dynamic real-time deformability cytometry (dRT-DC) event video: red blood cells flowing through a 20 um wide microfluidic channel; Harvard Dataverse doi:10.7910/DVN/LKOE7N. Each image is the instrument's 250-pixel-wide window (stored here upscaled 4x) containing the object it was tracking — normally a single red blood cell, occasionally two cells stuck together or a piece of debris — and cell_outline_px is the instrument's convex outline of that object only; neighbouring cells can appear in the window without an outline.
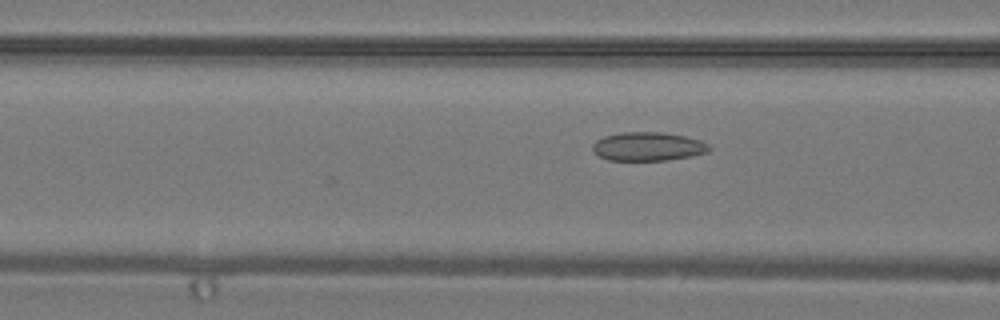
{"species": "common noctule bat (a hibernating species)", "species_latin": "Nyctalus noctula", "temperature_condition": "warm", "stored_images_in_passage": 3, "camera_frame_rate_fps": 3000, "um_per_image_px": 0.085, "animal": {"sex": "male", "body_mass_g": 19.2, "forearm_length_mm": 51.8}, "frame": {"image": 1, "passage_image": 3, "time_ms": 0.667, "image_size_px": [1000, 320], "cell_outline_px": [[712, 148], [708, 152], [692, 156], [668, 160], [608, 160], [600, 156], [592, 148], [592, 144], [596, 140], [604, 136], [620, 132], [664, 132], [684, 136], [700, 140], [708, 144]], "centroid_in_image_um": [55.1, 12.44], "position_along_channel_um": 111.5, "area_um2": 19.54}}